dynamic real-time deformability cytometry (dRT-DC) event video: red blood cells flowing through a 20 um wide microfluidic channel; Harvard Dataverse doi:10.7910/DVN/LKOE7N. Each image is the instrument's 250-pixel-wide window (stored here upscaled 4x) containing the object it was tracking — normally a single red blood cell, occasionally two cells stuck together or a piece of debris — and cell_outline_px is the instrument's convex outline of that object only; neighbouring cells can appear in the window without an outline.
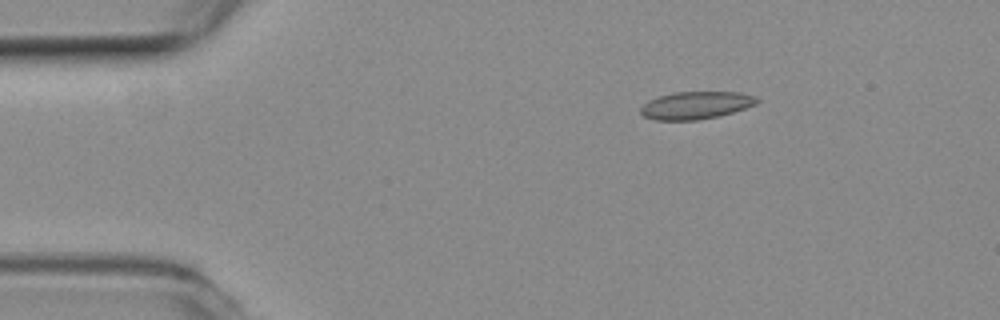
{"species": "common noctule bat (a hibernating species)", "species_latin": "Nyctalus noctula", "temperature_condition": "room temperature", "stored_images_in_passage": 6, "camera_frame_rate_fps": 3000, "um_per_image_px": 0.085, "animal": {"sex": "female", "body_mass_g": 19.3, "forearm_length_mm": 54.1}, "frame": {"image": 1, "passage_image": 1, "time_ms": 0.0, "image_size_px": [1000, 320], "cell_outline_px": [[760, 100], [756, 104], [732, 112], [716, 116], [696, 120], [656, 120], [644, 116], [640, 112], [640, 108], [648, 100], [660, 96], [676, 92], [740, 92], [756, 96]], "centroid_in_image_um": [59.15, 8.94], "position_along_channel_um": 25.8, "area_um2": 18.5}}
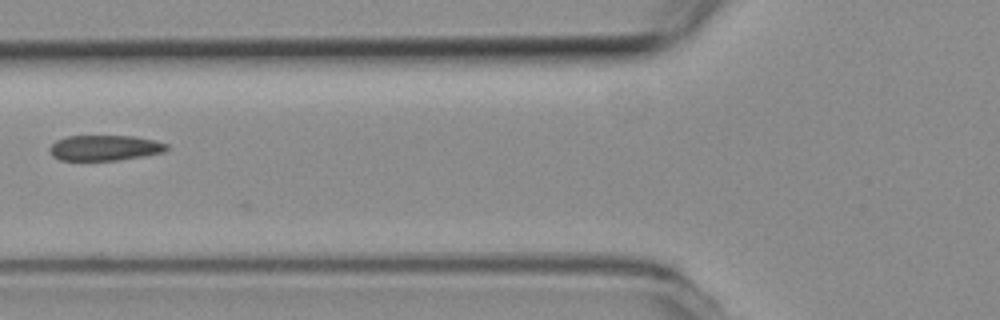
{"frame": {"image": 2, "passage_image": 4, "time_ms": 1.0, "image_size_px": [1000, 320], "cell_outline_px": [[168, 148], [164, 152], [144, 156], [120, 160], [60, 160], [52, 156], [48, 148], [56, 140], [68, 136], [136, 136], [156, 140], [168, 144]], "centroid_in_image_um": [8.92, 12.56], "position_along_channel_um": 116.9, "area_um2": 17.51}}
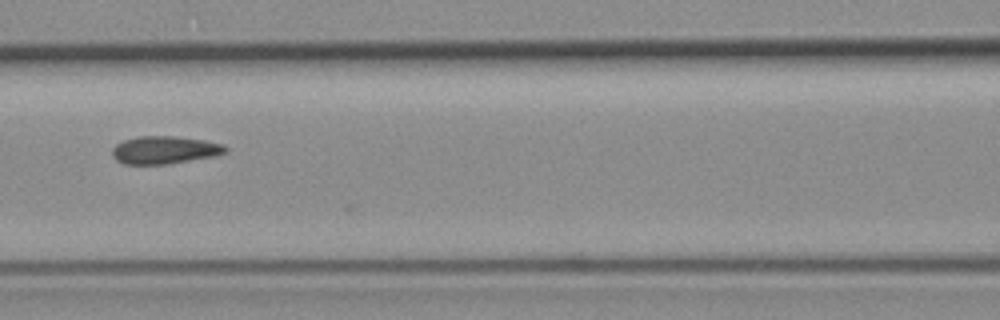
{"frame": {"image": 3, "passage_image": 5, "time_ms": 1.333, "image_size_px": [1000, 320], "cell_outline_px": [[228, 152], [216, 156], [168, 164], [124, 164], [116, 160], [112, 156], [112, 148], [116, 144], [124, 140], [140, 136], [172, 136], [204, 140], [224, 144], [228, 148]], "centroid_in_image_um": [14.01, 12.75], "position_along_channel_um": 152.6, "area_um2": 18.44}}